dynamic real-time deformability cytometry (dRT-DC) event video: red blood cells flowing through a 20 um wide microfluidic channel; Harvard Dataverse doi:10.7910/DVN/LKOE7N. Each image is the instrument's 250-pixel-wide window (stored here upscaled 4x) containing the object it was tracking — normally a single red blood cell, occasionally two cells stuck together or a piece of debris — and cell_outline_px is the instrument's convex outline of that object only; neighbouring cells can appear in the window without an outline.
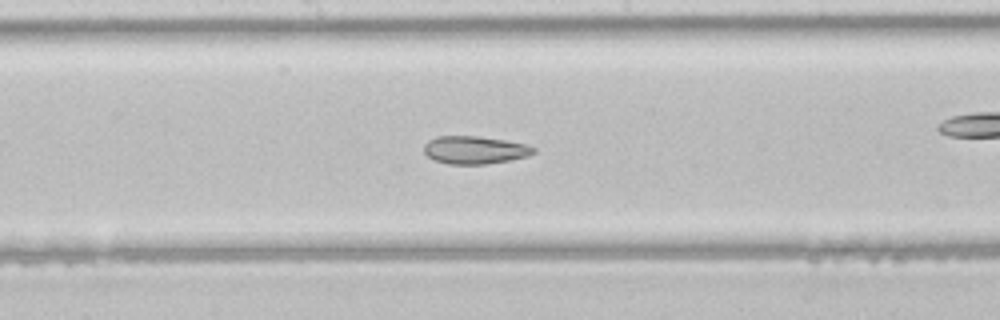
{"species": "common noctule bat (a hibernating species)", "species_latin": "Nyctalus noctula", "temperature_condition": "room temperature", "stored_images_in_passage": 35, "camera_frame_rate_fps": 3000, "um_per_image_px": 0.085, "animal": {"sex": "male", "body_mass_g": 21.5, "forearm_length_mm": 52.0}, "frame": {"image": 1, "passage_image": 16, "time_ms": 5.0, "image_size_px": [1000, 320], "cell_outline_px": [[536, 152], [528, 156], [508, 160], [484, 164], [448, 164], [436, 160], [428, 156], [424, 152], [424, 144], [428, 140], [436, 136], [476, 136], [504, 140], [528, 144], [536, 148]], "centroid_in_image_um": [40.36, 12.74], "position_along_channel_um": 207.8, "area_um2": 17.74}}